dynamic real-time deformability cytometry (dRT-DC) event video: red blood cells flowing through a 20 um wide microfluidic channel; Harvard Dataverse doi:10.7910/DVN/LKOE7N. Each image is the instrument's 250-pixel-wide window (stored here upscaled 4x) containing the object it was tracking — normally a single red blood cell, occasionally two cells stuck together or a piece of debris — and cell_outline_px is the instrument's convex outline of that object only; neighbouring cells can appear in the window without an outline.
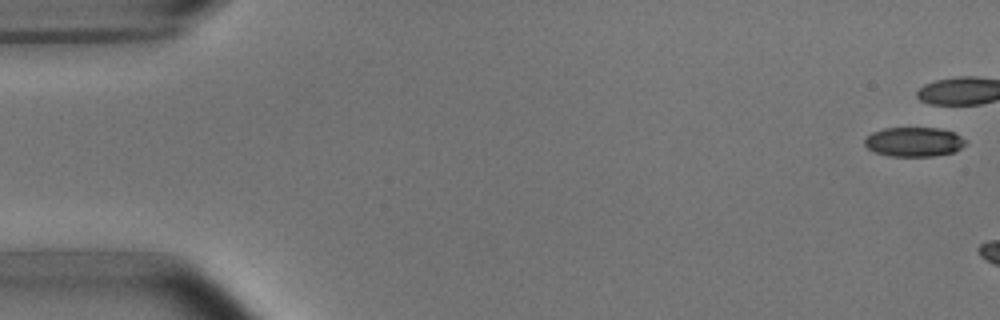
{"species": "common noctule bat (a hibernating species)", "species_latin": "Nyctalus noctula", "temperature_condition": "room temperature", "stored_images_in_passage": 3, "camera_frame_rate_fps": 3000, "um_per_image_px": 0.085, "animal": {"sex": "male", "body_mass_g": 15.6}, "frame": {"image": 1, "passage_image": 1, "time_ms": 0.0, "image_size_px": [1000, 320], "cell_outline_px": [[968, 140], [960, 148], [952, 152], [932, 156], [888, 156], [876, 152], [868, 148], [864, 144], [864, 140], [872, 132], [884, 128], [940, 128], [956, 132]], "centroid_in_image_um": [77.71, 12.05], "position_along_channel_um": 7.3, "area_um2": 17.34}}